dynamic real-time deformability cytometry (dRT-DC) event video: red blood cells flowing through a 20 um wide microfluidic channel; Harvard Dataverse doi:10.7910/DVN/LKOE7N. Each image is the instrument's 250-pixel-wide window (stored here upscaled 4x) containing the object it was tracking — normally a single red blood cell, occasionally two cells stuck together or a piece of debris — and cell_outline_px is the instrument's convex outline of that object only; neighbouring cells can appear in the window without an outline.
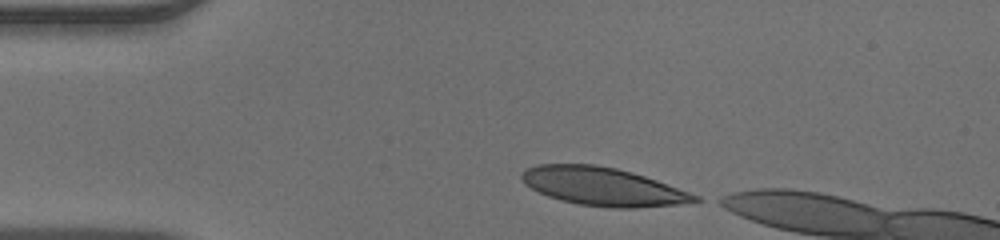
{"species": "human", "species_latin": "Homo sapiens", "temperature_condition": "warm", "stored_images_in_passage": 32, "camera_frame_rate_fps": 3000, "um_per_image_px": 0.085, "donor": {"sex": "male"}, "frame": {"image": 1, "passage_image": 1, "time_ms": 0.0, "image_size_px": [1000, 240], "cell_outline_px": [[704, 200], [680, 204], [632, 208], [612, 208], [580, 204], [560, 200], [548, 196], [524, 184], [520, 176], [524, 168], [540, 164], [596, 164], [616, 168], [632, 172], [656, 180], [700, 196]], "centroid_in_image_um": [51.23, 15.85], "position_along_channel_um": 33.8, "area_um2": 38.49}}
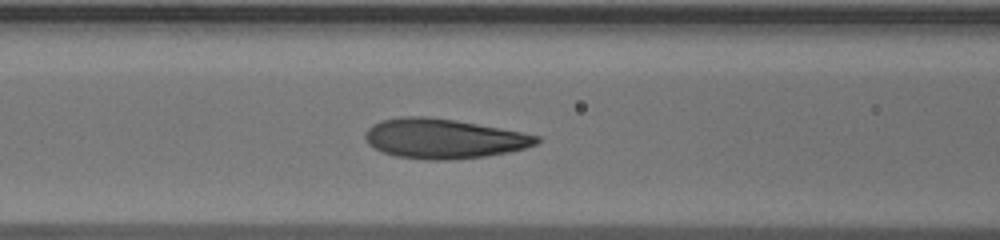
{"frame": {"image": 2, "passage_image": 11, "time_ms": 3.333, "image_size_px": [1000, 240], "cell_outline_px": [[540, 140], [536, 144], [524, 148], [508, 152], [484, 156], [448, 160], [424, 160], [396, 156], [384, 152], [368, 144], [364, 136], [364, 132], [372, 124], [380, 120], [400, 116], [424, 116], [456, 120], [500, 128], [540, 136]], "centroid_in_image_um": [37.66, 11.77], "position_along_channel_um": 128.9, "area_um2": 39.65}}
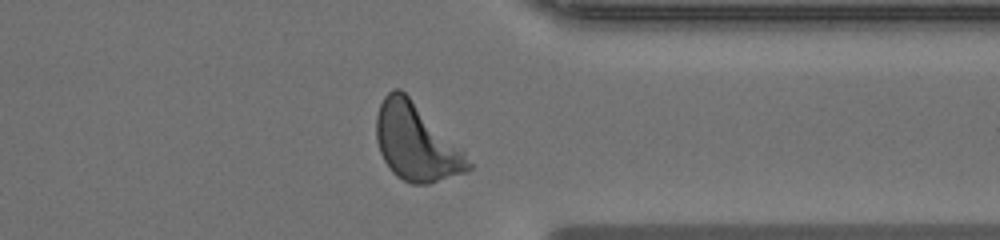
{"frame": {"image": 3, "passage_image": 29, "time_ms": 9.333, "image_size_px": [1000, 240], "cell_outline_px": [[472, 168], [468, 172], [428, 184], [412, 184], [396, 176], [392, 172], [384, 160], [380, 152], [376, 140], [376, 116], [380, 104], [384, 96], [392, 88], [400, 88], [464, 148], [472, 164]], "centroid_in_image_um": [35.41, 12.1], "position_along_channel_um": 376.0, "area_um2": 41.73}}